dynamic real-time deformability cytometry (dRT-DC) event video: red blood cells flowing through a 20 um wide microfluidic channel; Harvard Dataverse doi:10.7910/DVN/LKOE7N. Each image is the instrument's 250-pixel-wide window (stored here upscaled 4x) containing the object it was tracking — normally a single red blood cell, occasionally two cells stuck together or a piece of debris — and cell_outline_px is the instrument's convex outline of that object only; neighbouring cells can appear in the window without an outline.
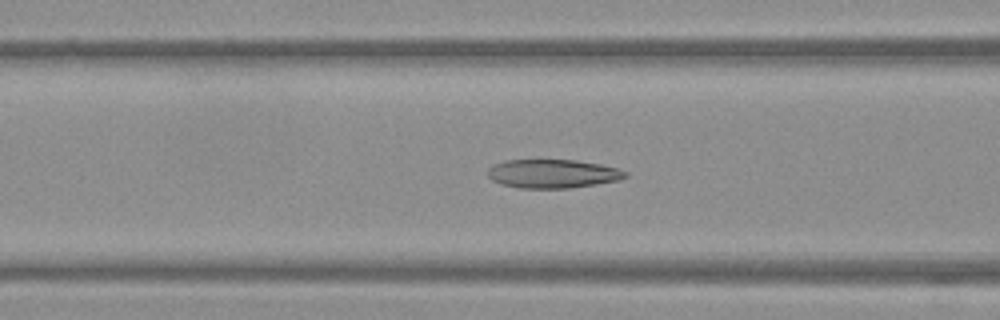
{"species": "Egyptian fruit bat (a non-hibernating species)", "species_latin": "Rousettus aegyptiacus", "temperature_condition": "warm", "stored_images_in_passage": 52, "camera_frame_rate_fps": 3000, "um_per_image_px": 0.085, "frame": {"image": 1, "passage_image": 20, "time_ms": 6.333, "image_size_px": [1000, 320], "cell_outline_px": [[628, 176], [620, 180], [596, 184], [568, 188], [520, 188], [500, 184], [492, 180], [488, 176], [488, 168], [492, 164], [508, 160], [576, 160], [600, 164], [616, 168], [628, 172]], "centroid_in_image_um": [46.97, 14.76], "position_along_channel_um": 119.6, "area_um2": 23.06}}
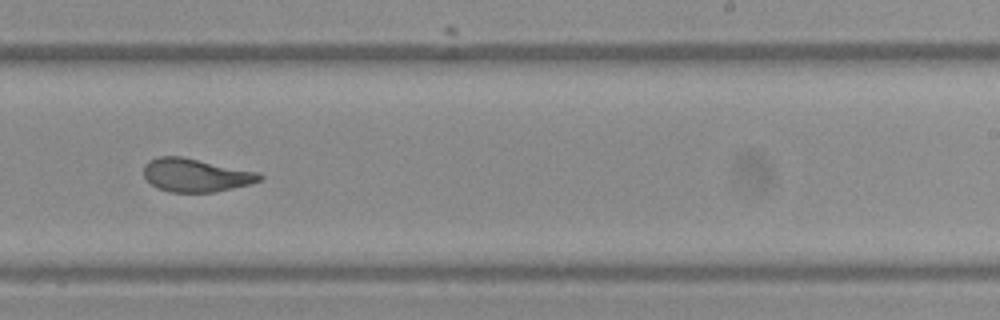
{"frame": {"image": 2, "passage_image": 32, "time_ms": 10.333, "image_size_px": [1000, 320], "cell_outline_px": [[264, 180], [252, 184], [212, 192], [172, 192], [156, 188], [144, 176], [144, 164], [148, 160], [160, 156], [180, 156], [260, 172], [264, 176]], "centroid_in_image_um": [16.68, 14.88], "position_along_channel_um": 272.3, "area_um2": 22.6}}
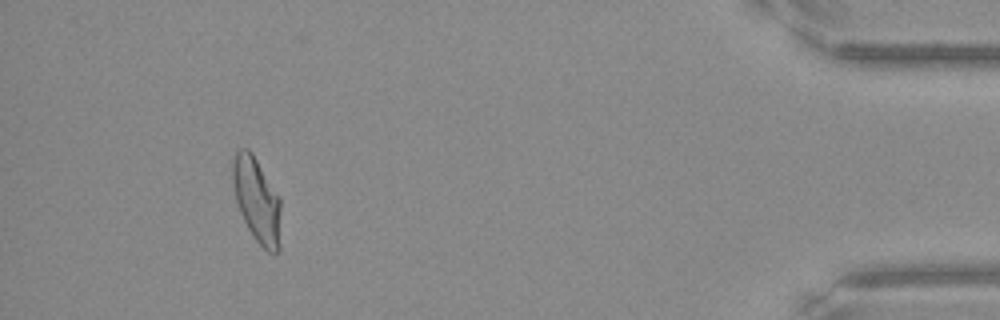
{"frame": {"image": 3, "passage_image": 48, "time_ms": 15.667, "image_size_px": [1000, 320], "cell_outline_px": [[280, 248], [276, 252], [268, 252], [256, 240], [248, 228], [240, 212], [236, 200], [232, 184], [232, 160], [236, 148], [248, 148], [252, 152], [280, 196]], "centroid_in_image_um": [21.82, 16.95], "position_along_channel_um": 413.4, "area_um2": 24.04}, "authors_computed_cell_mechanics": {"area_um2": 23.5824, "velocity_mm_per_s": 3.8189, "shape_relaxation_time_tau1_ms": 9.5977, "shape_relaxation_time_tau2_ms": 1.6166, "deformation_change_tau1": 0.247, "deformation_change_tau2": 0.081}}